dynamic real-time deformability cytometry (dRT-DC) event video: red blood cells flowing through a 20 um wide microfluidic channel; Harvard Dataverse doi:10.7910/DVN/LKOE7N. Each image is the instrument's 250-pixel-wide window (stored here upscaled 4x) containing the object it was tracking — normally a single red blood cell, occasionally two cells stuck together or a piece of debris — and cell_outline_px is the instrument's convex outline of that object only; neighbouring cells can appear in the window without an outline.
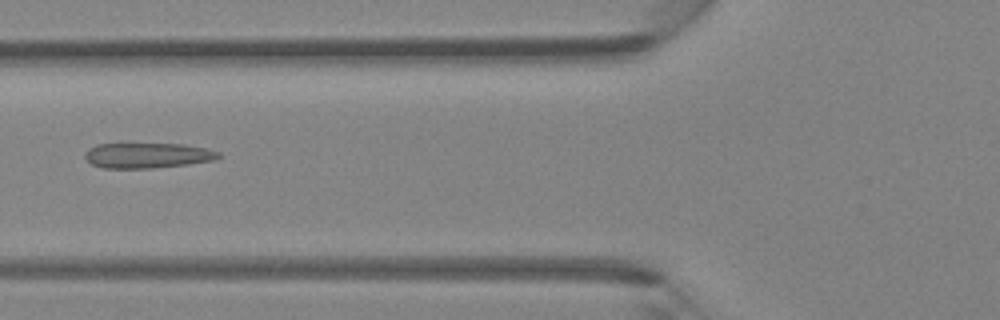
{"species": "Egyptian fruit bat (a non-hibernating species)", "species_latin": "Rousettus aegyptiacus", "temperature_condition": "room temperature", "stored_images_in_passage": 46, "camera_frame_rate_fps": 3000, "um_per_image_px": 0.085, "animal": {"sex": "female"}, "frame": {"image": 1, "passage_image": 18, "time_ms": 5.667, "image_size_px": [1000, 320], "cell_outline_px": [[220, 156], [216, 160], [188, 164], [152, 168], [104, 168], [92, 164], [84, 156], [88, 148], [96, 144], [184, 144], [204, 148], [220, 152]], "centroid_in_image_um": [12.54, 13.21], "position_along_channel_um": 113.3, "area_um2": 19.59}}
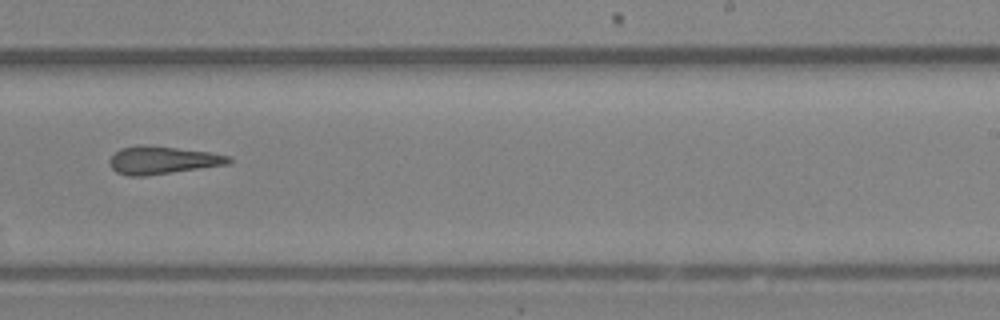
{"frame": {"image": 2, "passage_image": 29, "time_ms": 9.333, "image_size_px": [1000, 320], "cell_outline_px": [[232, 160], [228, 164], [144, 176], [128, 176], [116, 172], [108, 164], [108, 160], [120, 148], [140, 144], [144, 144], [212, 152], [232, 156]], "centroid_in_image_um": [13.79, 13.6], "position_along_channel_um": 275.2, "area_um2": 19.42}}
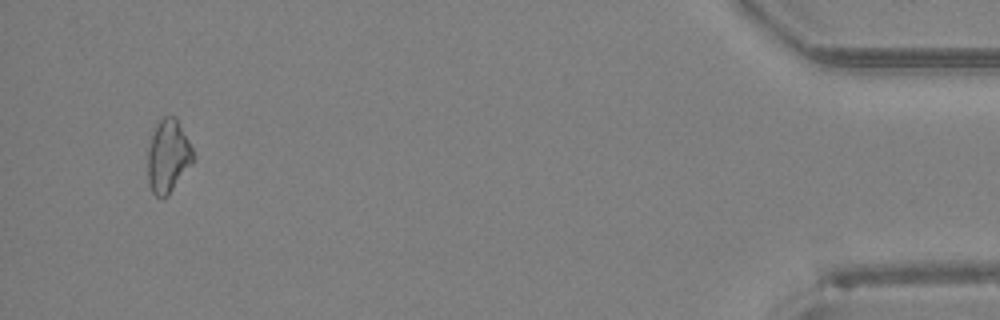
{"frame": {"image": 3, "passage_image": 44, "time_ms": 14.333, "image_size_px": [1000, 320], "cell_outline_px": [[192, 164], [168, 196], [160, 200], [152, 192], [148, 184], [148, 148], [156, 120], [164, 116], [176, 116], [192, 148]], "centroid_in_image_um": [14.26, 13.28], "position_along_channel_um": 420.9, "area_um2": 19.54}}